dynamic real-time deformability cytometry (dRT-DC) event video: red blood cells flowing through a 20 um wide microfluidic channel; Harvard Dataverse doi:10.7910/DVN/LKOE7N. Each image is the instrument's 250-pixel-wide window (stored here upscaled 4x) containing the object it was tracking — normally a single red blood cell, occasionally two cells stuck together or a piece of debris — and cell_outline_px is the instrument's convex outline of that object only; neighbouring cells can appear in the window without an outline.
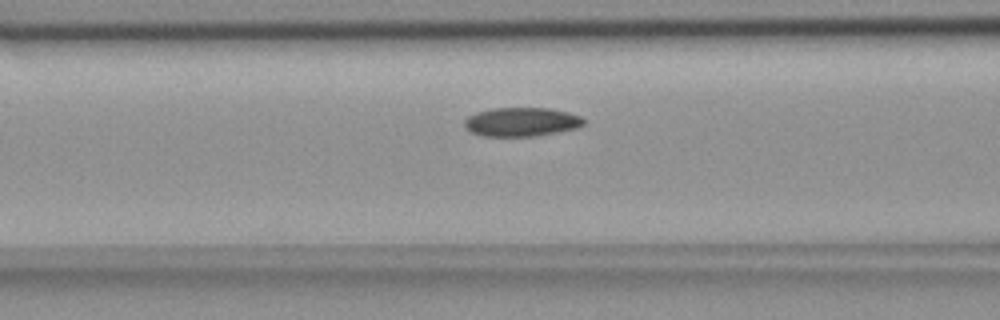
{"species": "common noctule bat (a hibernating species)", "species_latin": "Nyctalus noctula", "temperature_condition": "room temperature", "stored_images_in_passage": 49, "camera_frame_rate_fps": 3000, "um_per_image_px": 0.085, "animal": {"sex": "female", "body_mass_g": 18.4}, "frame": {"image": 1, "passage_image": 16, "time_ms": 5.0, "image_size_px": [1000, 320], "cell_outline_px": [[588, 120], [584, 124], [576, 128], [536, 136], [480, 136], [468, 132], [464, 128], [464, 120], [468, 116], [476, 112], [492, 108], [552, 108], [568, 112], [580, 116]], "centroid_in_image_um": [44.3, 10.36], "position_along_channel_um": 122.3, "area_um2": 20.4}}
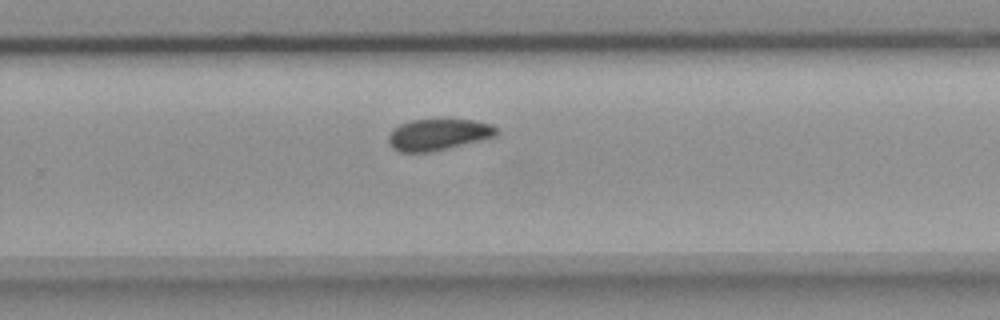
{"frame": {"image": 2, "passage_image": 30, "time_ms": 9.667, "image_size_px": [1000, 320], "cell_outline_px": [[496, 136], [480, 140], [428, 152], [400, 152], [392, 148], [388, 140], [388, 136], [392, 128], [400, 124], [412, 120], [476, 120], [492, 124], [496, 128]], "centroid_in_image_um": [37.21, 11.43], "position_along_channel_um": 292.6, "area_um2": 19.48}}
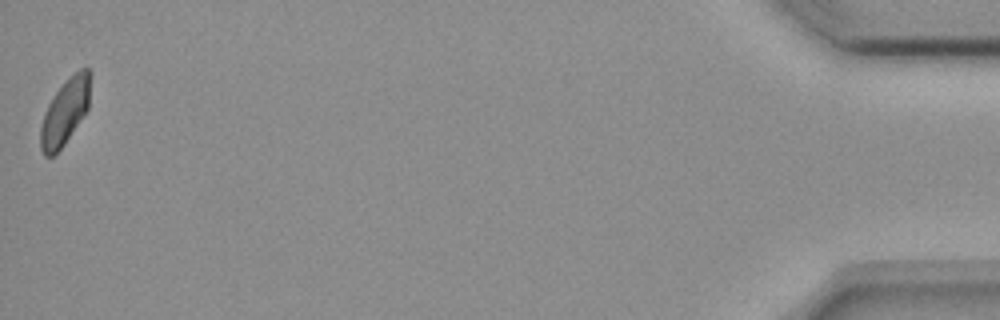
{"frame": {"image": 3, "passage_image": 49, "time_ms": 16.0, "image_size_px": [1000, 320], "cell_outline_px": [[92, 76], [88, 108], [64, 144], [52, 156], [44, 156], [40, 148], [40, 128], [44, 112], [48, 104], [56, 92], [80, 68], [88, 68], [92, 72]], "centroid_in_image_um": [5.54, 9.49], "position_along_channel_um": 429.7, "area_um2": 18.84}, "authors_computed_cell_mechanics": {"area_um2": 20.1144, "velocity_mm_per_s": 3.662, "shape_relaxation_time_tau1_ms": 5.3628, "shape_relaxation_time_tau2_ms": null, "deformation_change_tau1": 0.0953, "deformation_change_tau2": null}}